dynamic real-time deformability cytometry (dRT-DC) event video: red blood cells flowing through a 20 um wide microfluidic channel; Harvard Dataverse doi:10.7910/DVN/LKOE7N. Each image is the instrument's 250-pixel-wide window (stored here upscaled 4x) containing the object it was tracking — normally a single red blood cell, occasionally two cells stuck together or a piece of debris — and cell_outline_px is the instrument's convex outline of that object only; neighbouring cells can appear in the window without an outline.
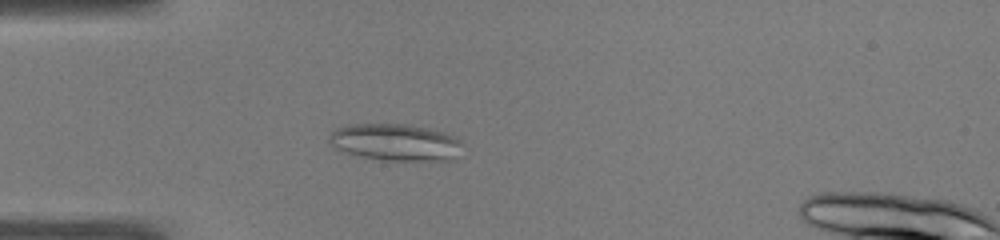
{"species": "common noctule bat (a hibernating species)", "species_latin": "Nyctalus noctula", "temperature_condition": "warm", "stored_images_in_passage": 37, "camera_frame_rate_fps": 3000, "um_per_image_px": 0.085, "animal": {"sex": "male", "body_mass_g": 19.0, "forearm_length_mm": 50.8}, "frame": {"image": 1, "passage_image": 1, "time_ms": 0.0, "image_size_px": [1000, 240], "cell_outline_px": [[464, 144], [452, 160], [380, 160], [340, 152], [328, 140], [328, 136], [336, 128], [344, 124], [404, 124], [428, 128], [444, 132], [456, 136]], "centroid_in_image_um": [33.58, 12.09], "position_along_channel_um": 51.4, "area_um2": 28.9}}
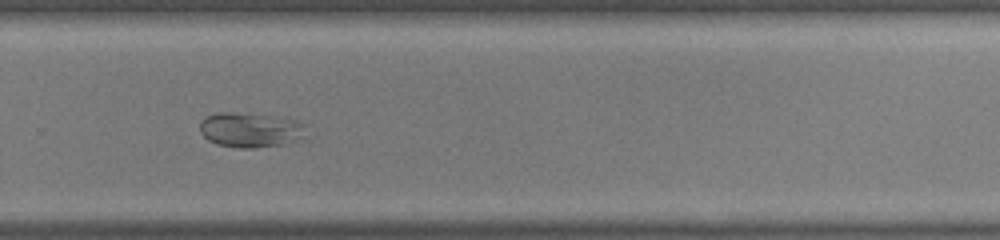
{"frame": {"image": 2, "passage_image": 21, "time_ms": 6.667, "image_size_px": [1000, 240], "cell_outline_px": [[308, 136], [284, 144], [256, 148], [240, 148], [216, 144], [208, 140], [200, 132], [200, 120], [204, 116], [216, 112], [236, 112], [272, 116], [296, 120], [304, 124]], "centroid_in_image_um": [21.27, 11.04], "position_along_channel_um": 308.5, "area_um2": 21.91}}
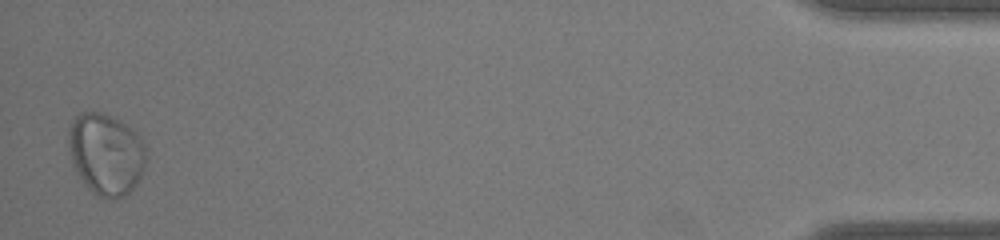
{"frame": {"image": 3, "passage_image": 36, "time_ms": 11.667, "image_size_px": [1000, 240], "cell_outline_px": [[148, 152], [144, 168], [136, 184], [120, 200], [108, 200], [96, 196], [88, 188], [72, 164], [68, 140], [68, 132], [76, 116], [80, 112], [100, 112], [120, 120], [132, 128], [140, 136]], "centroid_in_image_um": [9.04, 13.11], "position_along_channel_um": 426.2, "area_um2": 37.22}}